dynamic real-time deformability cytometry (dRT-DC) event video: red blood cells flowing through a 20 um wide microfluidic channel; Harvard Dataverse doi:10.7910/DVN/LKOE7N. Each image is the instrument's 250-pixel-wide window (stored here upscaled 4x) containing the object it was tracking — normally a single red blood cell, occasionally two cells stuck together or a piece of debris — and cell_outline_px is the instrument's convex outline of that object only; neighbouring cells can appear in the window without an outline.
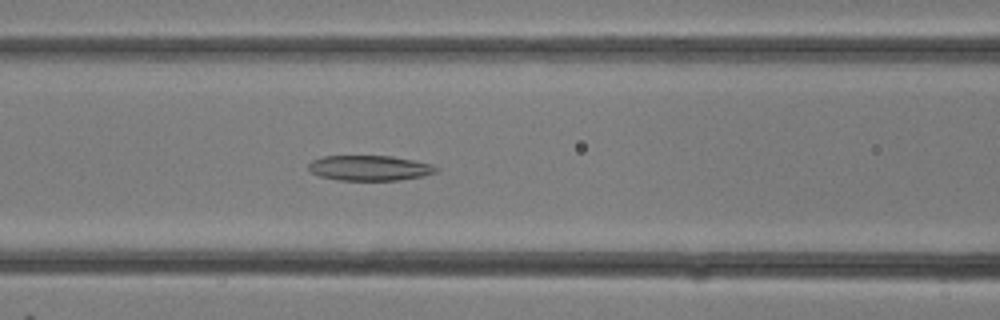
{"species": "common noctule bat (a hibernating species)", "species_latin": "Nyctalus noctula", "temperature_condition": "room temperature", "stored_images_in_passage": 16, "camera_frame_rate_fps": 3000, "um_per_image_px": 0.085, "animal": {"sex": "female"}, "frame": {"image": 1, "passage_image": 12, "time_ms": 3.667, "image_size_px": [1000, 320], "cell_outline_px": [[440, 168], [436, 172], [424, 176], [400, 180], [340, 180], [320, 176], [312, 172], [308, 168], [308, 164], [312, 160], [324, 156], [392, 156], [432, 164]], "centroid_in_image_um": [31.44, 14.28], "position_along_channel_um": 135.2, "area_um2": 18.73}}
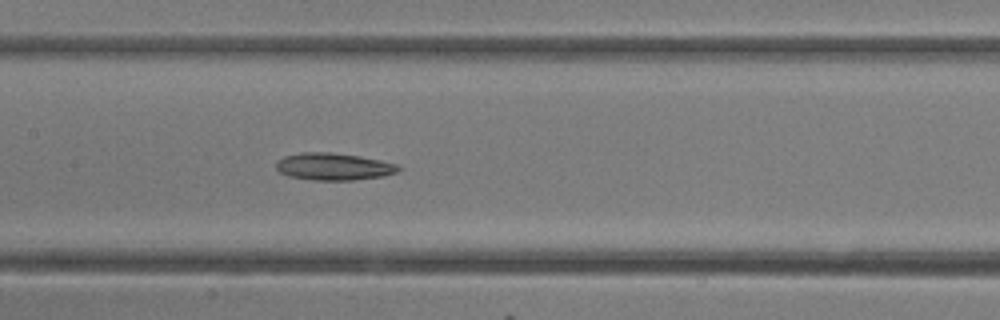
{"frame": {"image": 2, "passage_image": 14, "time_ms": 4.333, "image_size_px": [1000, 320], "cell_outline_px": [[404, 168], [396, 172], [384, 176], [352, 180], [312, 180], [288, 176], [280, 172], [276, 168], [276, 164], [284, 156], [300, 152], [332, 152], [360, 156], [380, 160], [396, 164]], "centroid_in_image_um": [28.37, 14.16], "position_along_channel_um": 179.0, "area_um2": 19.42}}
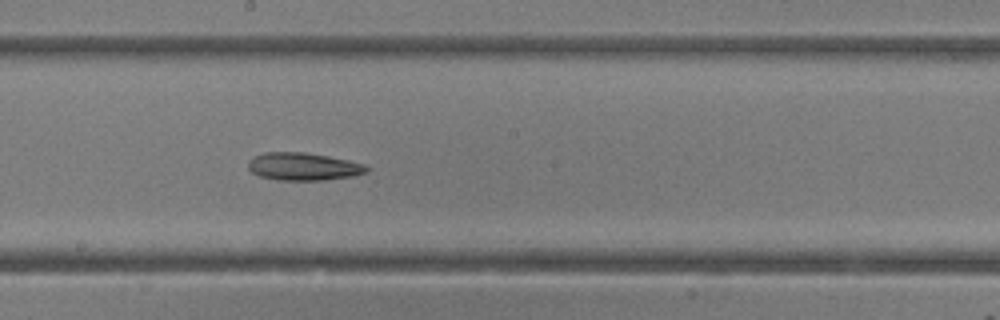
{"frame": {"image": 3, "passage_image": 16, "time_ms": 5.0, "image_size_px": [1000, 320], "cell_outline_px": [[368, 172], [352, 176], [324, 180], [276, 180], [260, 176], [252, 172], [248, 168], [248, 160], [252, 156], [264, 152], [304, 152], [328, 156], [348, 160], [364, 164], [368, 168]], "centroid_in_image_um": [25.75, 14.15], "position_along_channel_um": 222.5, "area_um2": 19.19}}